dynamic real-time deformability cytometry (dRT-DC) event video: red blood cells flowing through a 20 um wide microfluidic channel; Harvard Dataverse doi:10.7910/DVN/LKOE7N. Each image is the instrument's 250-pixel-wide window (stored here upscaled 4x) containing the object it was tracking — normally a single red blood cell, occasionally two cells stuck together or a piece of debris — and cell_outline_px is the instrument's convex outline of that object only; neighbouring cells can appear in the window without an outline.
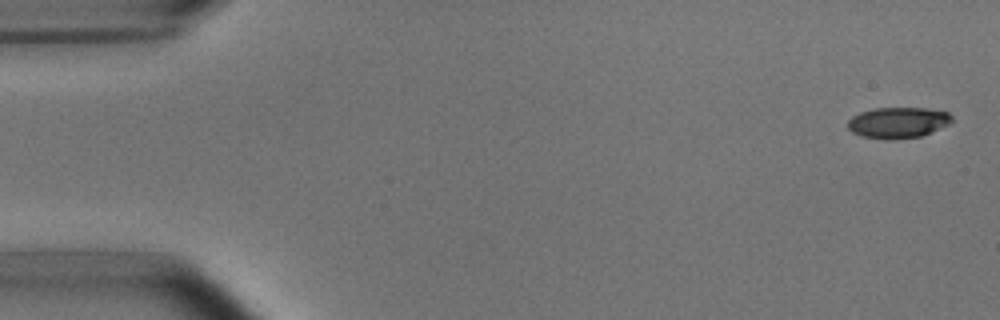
{"species": "common noctule bat (a hibernating species)", "species_latin": "Nyctalus noctula", "temperature_condition": "room temperature", "stored_images_in_passage": 5, "camera_frame_rate_fps": 3000, "um_per_image_px": 0.085, "animal": {"sex": "male", "body_mass_g": 15.6}, "frame": {"image": 1, "passage_image": 1, "time_ms": 0.0, "image_size_px": [1000, 320], "cell_outline_px": [[952, 120], [948, 124], [920, 136], [860, 136], [852, 132], [848, 128], [848, 120], [852, 116], [860, 112], [872, 108], [928, 108], [948, 112], [952, 116]], "centroid_in_image_um": [76.32, 10.35], "position_along_channel_um": 8.7, "area_um2": 17.86}}
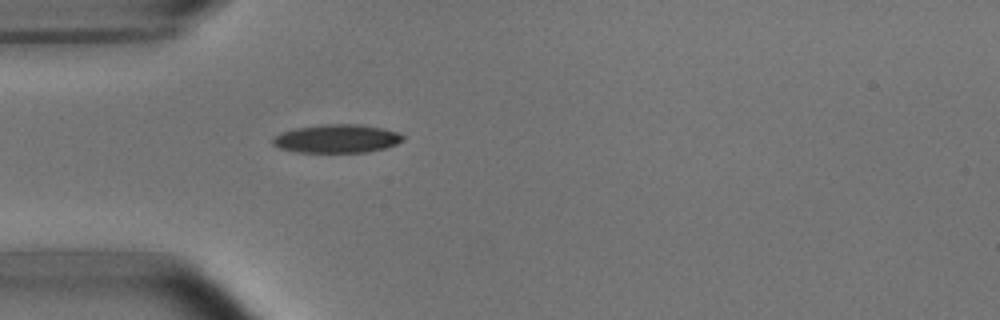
{"frame": {"image": 2, "passage_image": 5, "time_ms": 4.667, "image_size_px": [1000, 320], "cell_outline_px": [[404, 140], [396, 144], [384, 148], [368, 152], [296, 152], [280, 148], [272, 144], [272, 140], [280, 132], [296, 128], [324, 124], [356, 124], [384, 128], [396, 132], [404, 136]], "centroid_in_image_um": [28.63, 11.78], "position_along_channel_um": 56.4, "area_um2": 21.5}}